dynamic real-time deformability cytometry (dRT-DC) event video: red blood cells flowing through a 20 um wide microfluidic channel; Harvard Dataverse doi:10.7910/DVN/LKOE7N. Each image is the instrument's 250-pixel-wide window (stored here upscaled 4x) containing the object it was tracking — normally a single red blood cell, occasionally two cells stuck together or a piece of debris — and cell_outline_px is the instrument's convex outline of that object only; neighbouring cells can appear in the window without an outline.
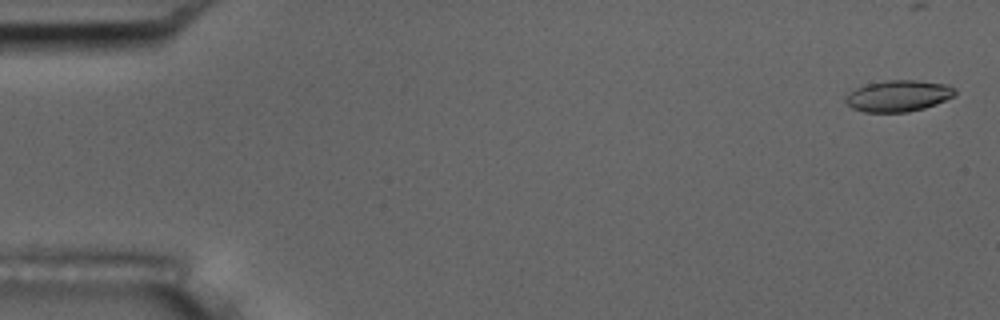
{"species": "common noctule bat (a hibernating species)", "species_latin": "Nyctalus noctula", "temperature_condition": "room temperature", "stored_images_in_passage": 21, "camera_frame_rate_fps": 3000, "um_per_image_px": 0.085, "animal": {"sex": "male", "body_mass_g": 17.5, "forearm_length_mm": 52.3}, "frame": {"image": 1, "passage_image": 2, "time_ms": 0.333, "image_size_px": [1000, 320], "cell_outline_px": [[956, 96], [936, 104], [924, 108], [908, 112], [864, 112], [852, 108], [844, 100], [844, 96], [848, 92], [856, 88], [868, 84], [888, 80], [916, 80], [948, 84], [956, 88]], "centroid_in_image_um": [76.38, 8.15], "position_along_channel_um": 8.6, "area_um2": 20.17}}
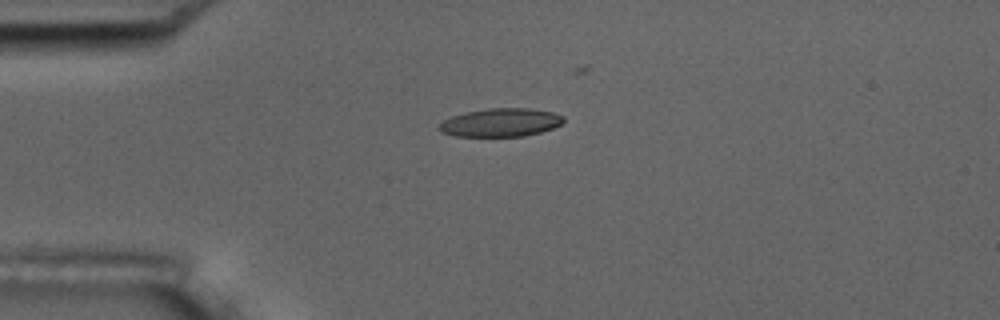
{"frame": {"image": 2, "passage_image": 14, "time_ms": 4.333, "image_size_px": [1000, 320], "cell_outline_px": [[564, 120], [560, 124], [552, 128], [540, 132], [524, 136], [456, 136], [440, 132], [436, 128], [444, 120], [452, 116], [468, 112], [488, 108], [528, 108], [552, 112], [564, 116]], "centroid_in_image_um": [42.54, 10.41], "position_along_channel_um": 42.5, "area_um2": 20.4}}